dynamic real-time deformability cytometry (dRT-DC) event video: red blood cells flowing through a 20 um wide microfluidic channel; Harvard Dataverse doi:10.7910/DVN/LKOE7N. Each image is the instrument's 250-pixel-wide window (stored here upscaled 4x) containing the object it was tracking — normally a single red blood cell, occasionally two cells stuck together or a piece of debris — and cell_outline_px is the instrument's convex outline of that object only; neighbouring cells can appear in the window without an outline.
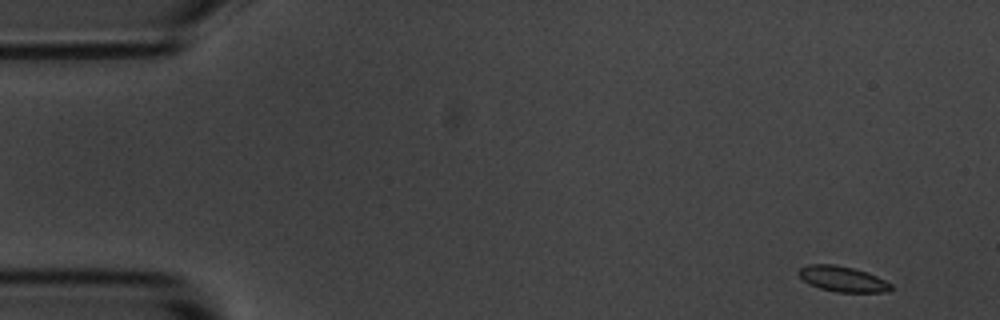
{"species": "common noctule bat (a hibernating species)", "species_latin": "Nyctalus noctula", "temperature_condition": "room temperature", "stored_images_in_passage": 54, "camera_frame_rate_fps": 3000, "um_per_image_px": 0.085, "animal": {"sex": "male", "body_mass_g": 20.1, "forearm_length_mm": 53.5}, "frame": {"image": 1, "passage_image": 1, "time_ms": 0.0, "image_size_px": [1000, 320], "cell_outline_px": [[892, 288], [888, 292], [836, 292], [820, 288], [808, 284], [796, 272], [800, 268], [808, 264], [836, 264], [852, 268], [876, 276], [892, 284]], "centroid_in_image_um": [71.59, 23.71], "position_along_channel_um": 13.4, "area_um2": 13.64}}
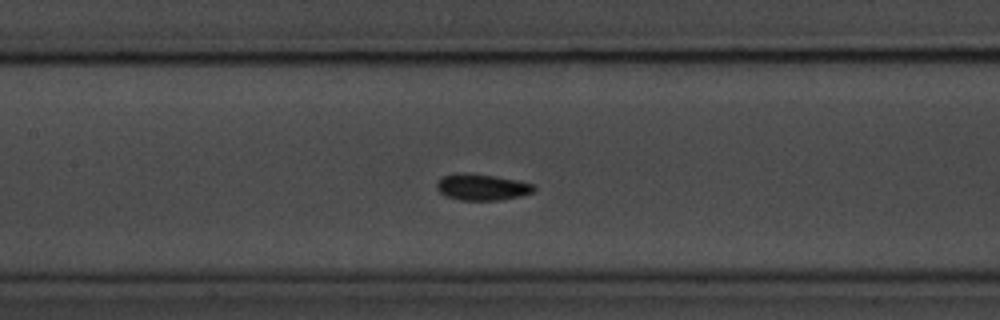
{"frame": {"image": 2, "passage_image": 23, "time_ms": 7.333, "image_size_px": [1000, 320], "cell_outline_px": [[536, 192], [520, 196], [500, 200], [460, 200], [444, 196], [436, 188], [436, 184], [444, 176], [492, 176], [516, 180], [532, 184], [536, 188]], "centroid_in_image_um": [41.04, 15.97], "position_along_channel_um": 166.4, "area_um2": 14.1}}
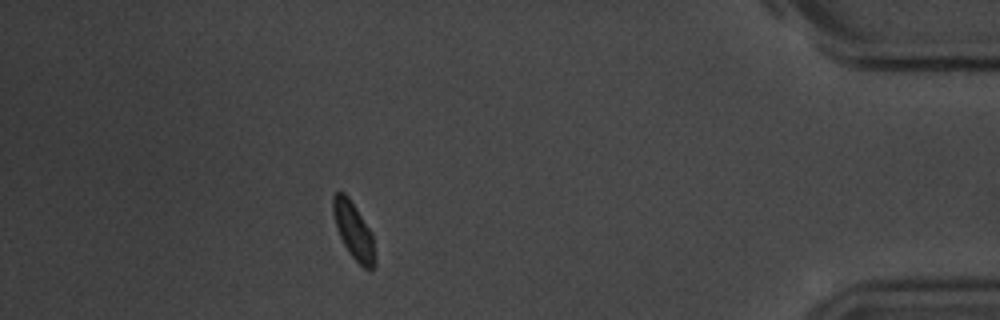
{"frame": {"image": 3, "passage_image": 47, "time_ms": 15.333, "image_size_px": [1000, 320], "cell_outline_px": [[376, 264], [372, 268], [364, 268], [348, 252], [336, 228], [332, 212], [332, 196], [336, 192], [344, 192], [348, 196], [372, 232], [376, 256]], "centroid_in_image_um": [30.06, 19.6], "position_along_channel_um": 405.1, "area_um2": 13.93}}